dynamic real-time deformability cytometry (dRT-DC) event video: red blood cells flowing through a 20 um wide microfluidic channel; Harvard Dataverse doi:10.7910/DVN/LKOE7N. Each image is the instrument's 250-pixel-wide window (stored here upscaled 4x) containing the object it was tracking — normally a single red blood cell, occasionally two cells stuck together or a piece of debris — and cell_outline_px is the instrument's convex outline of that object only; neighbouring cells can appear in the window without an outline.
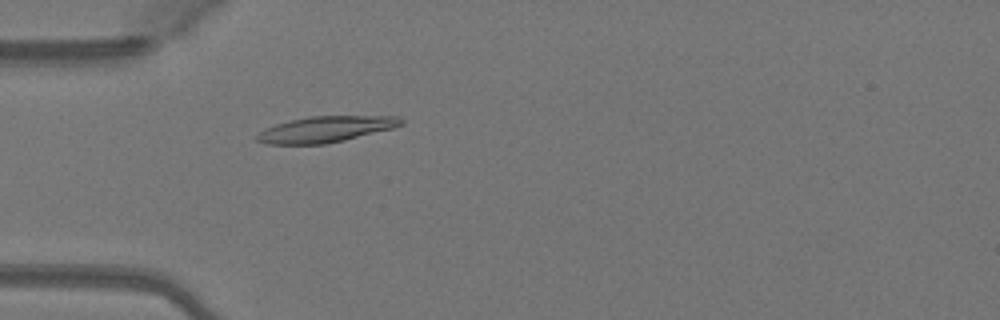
{"species": "Egyptian fruit bat (a non-hibernating species)", "species_latin": "Rousettus aegyptiacus", "temperature_condition": "warm", "stored_images_in_passage": 50, "camera_frame_rate_fps": 3000, "um_per_image_px": 0.085, "animal": {"sex": "female"}, "frame": {"image": 1, "passage_image": 15, "time_ms": 4.667, "image_size_px": [1000, 320], "cell_outline_px": [[404, 124], [392, 128], [344, 140], [324, 144], [268, 144], [256, 140], [256, 136], [264, 128], [276, 124], [308, 116], [400, 116], [404, 120]], "centroid_in_image_um": [27.69, 10.98], "position_along_channel_um": 57.3, "area_um2": 21.68}}
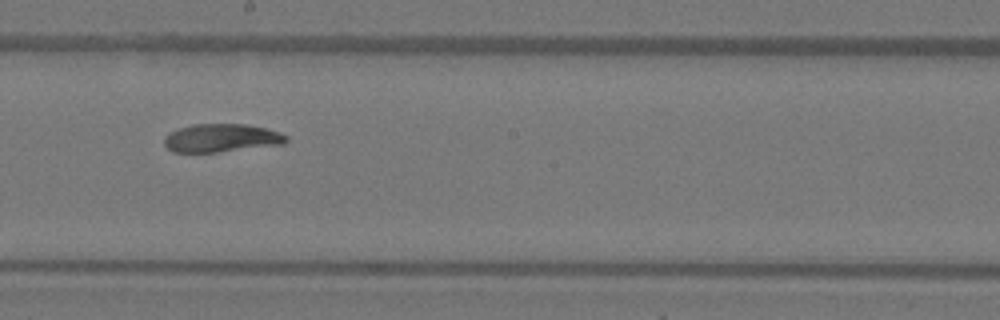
{"frame": {"image": 2, "passage_image": 28, "time_ms": 9.0, "image_size_px": [1000, 320], "cell_outline_px": [[288, 140], [284, 144], [216, 152], [172, 152], [164, 144], [164, 136], [168, 132], [192, 124], [244, 124], [264, 128], [280, 132], [288, 136]], "centroid_in_image_um": [18.8, 11.73], "position_along_channel_um": 229.4, "area_um2": 20.06}}
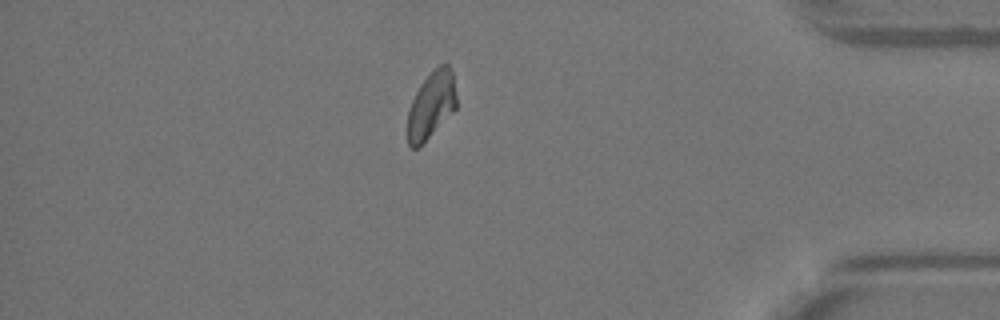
{"frame": {"image": 3, "passage_image": 43, "time_ms": 14.0, "image_size_px": [1000, 320], "cell_outline_px": [[456, 108], [420, 148], [412, 148], [408, 144], [408, 108], [420, 84], [440, 64], [448, 64], [452, 72], [456, 96]], "centroid_in_image_um": [36.65, 8.97], "position_along_channel_um": 398.6, "area_um2": 18.96}, "authors_computed_cell_mechanics": {"area_um2": 20.6057, "velocity_mm_per_s": 4.0888, "shape_relaxation_time_tau1_ms": null, "shape_relaxation_time_tau2_ms": 7.3423, "deformation_change_tau1": null, "deformation_change_tau2": 0.098}}